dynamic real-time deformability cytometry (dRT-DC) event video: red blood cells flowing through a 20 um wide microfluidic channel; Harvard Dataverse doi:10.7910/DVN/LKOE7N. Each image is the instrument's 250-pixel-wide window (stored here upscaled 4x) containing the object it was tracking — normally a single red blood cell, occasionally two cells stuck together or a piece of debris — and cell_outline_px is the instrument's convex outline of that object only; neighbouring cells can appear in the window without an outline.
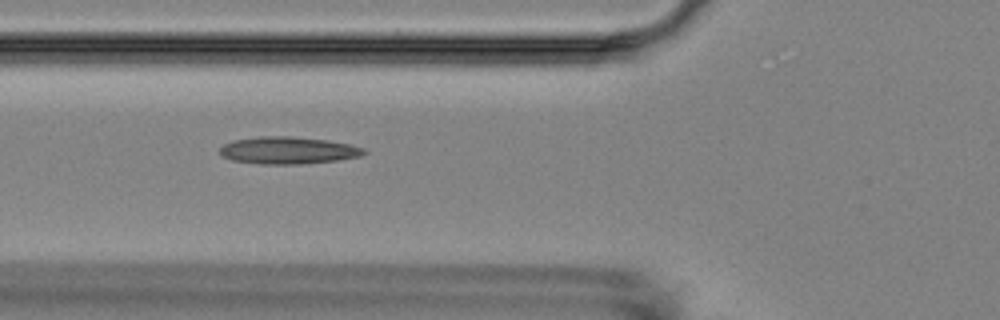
{"species": "Egyptian fruit bat (a non-hibernating species)", "species_latin": "Rousettus aegyptiacus", "temperature_condition": "room temperature", "stored_images_in_passage": 6, "camera_frame_rate_fps": 3000, "um_per_image_px": 0.085, "animal": {"sex": "female"}, "frame": {"image": 1, "passage_image": 4, "time_ms": 3.333, "image_size_px": [1000, 320], "cell_outline_px": [[368, 152], [360, 156], [336, 160], [300, 164], [260, 164], [232, 160], [220, 156], [220, 148], [224, 144], [232, 140], [260, 136], [292, 136], [328, 140], [348, 144], [364, 148]], "centroid_in_image_um": [24.46, 12.78], "position_along_channel_um": 101.3, "area_um2": 22.89}}
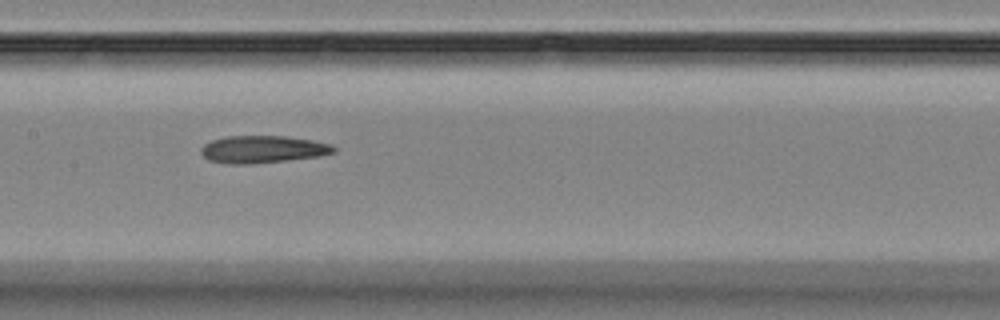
{"frame": {"image": 2, "passage_image": 6, "time_ms": 5.667, "image_size_px": [1000, 320], "cell_outline_px": [[336, 152], [320, 156], [252, 164], [228, 164], [208, 160], [200, 152], [200, 148], [204, 144], [212, 140], [224, 136], [284, 136], [312, 140], [332, 144], [336, 148]], "centroid_in_image_um": [22.32, 12.69], "position_along_channel_um": 185.1, "area_um2": 21.27}}